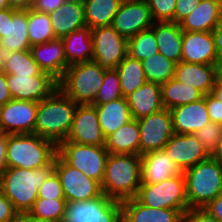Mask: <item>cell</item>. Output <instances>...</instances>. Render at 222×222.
I'll return each mask as SVG.
<instances>
[{"label": "cell", "instance_id": "obj_1", "mask_svg": "<svg viewBox=\"0 0 222 222\" xmlns=\"http://www.w3.org/2000/svg\"><path fill=\"white\" fill-rule=\"evenodd\" d=\"M77 106L57 88L49 97L38 102L35 134L58 146L70 132Z\"/></svg>", "mask_w": 222, "mask_h": 222}, {"label": "cell", "instance_id": "obj_2", "mask_svg": "<svg viewBox=\"0 0 222 222\" xmlns=\"http://www.w3.org/2000/svg\"><path fill=\"white\" fill-rule=\"evenodd\" d=\"M140 170L141 155L109 153L101 183L103 194L120 202L134 198L141 185Z\"/></svg>", "mask_w": 222, "mask_h": 222}, {"label": "cell", "instance_id": "obj_3", "mask_svg": "<svg viewBox=\"0 0 222 222\" xmlns=\"http://www.w3.org/2000/svg\"><path fill=\"white\" fill-rule=\"evenodd\" d=\"M55 170L54 160L39 169L7 168L0 176V191L17 212H28L38 198V188Z\"/></svg>", "mask_w": 222, "mask_h": 222}, {"label": "cell", "instance_id": "obj_4", "mask_svg": "<svg viewBox=\"0 0 222 222\" xmlns=\"http://www.w3.org/2000/svg\"><path fill=\"white\" fill-rule=\"evenodd\" d=\"M57 154V146L34 133L8 134L7 168L39 169L50 164Z\"/></svg>", "mask_w": 222, "mask_h": 222}, {"label": "cell", "instance_id": "obj_5", "mask_svg": "<svg viewBox=\"0 0 222 222\" xmlns=\"http://www.w3.org/2000/svg\"><path fill=\"white\" fill-rule=\"evenodd\" d=\"M189 208H204L222 193V165L211 156L183 171Z\"/></svg>", "mask_w": 222, "mask_h": 222}, {"label": "cell", "instance_id": "obj_6", "mask_svg": "<svg viewBox=\"0 0 222 222\" xmlns=\"http://www.w3.org/2000/svg\"><path fill=\"white\" fill-rule=\"evenodd\" d=\"M105 76L96 62H83L70 65L62 79L59 88L78 105H89L94 102Z\"/></svg>", "mask_w": 222, "mask_h": 222}, {"label": "cell", "instance_id": "obj_7", "mask_svg": "<svg viewBox=\"0 0 222 222\" xmlns=\"http://www.w3.org/2000/svg\"><path fill=\"white\" fill-rule=\"evenodd\" d=\"M139 203L152 208L181 210L188 207L183 173L154 184H141L134 197Z\"/></svg>", "mask_w": 222, "mask_h": 222}, {"label": "cell", "instance_id": "obj_8", "mask_svg": "<svg viewBox=\"0 0 222 222\" xmlns=\"http://www.w3.org/2000/svg\"><path fill=\"white\" fill-rule=\"evenodd\" d=\"M57 154L69 166L78 169L100 184L102 183L109 154L105 146L81 145L63 141L57 146Z\"/></svg>", "mask_w": 222, "mask_h": 222}, {"label": "cell", "instance_id": "obj_9", "mask_svg": "<svg viewBox=\"0 0 222 222\" xmlns=\"http://www.w3.org/2000/svg\"><path fill=\"white\" fill-rule=\"evenodd\" d=\"M62 222H122L121 202L105 194L89 201L67 202Z\"/></svg>", "mask_w": 222, "mask_h": 222}, {"label": "cell", "instance_id": "obj_10", "mask_svg": "<svg viewBox=\"0 0 222 222\" xmlns=\"http://www.w3.org/2000/svg\"><path fill=\"white\" fill-rule=\"evenodd\" d=\"M55 171L60 177L67 202L89 201L103 194L98 181L69 166L58 154L55 156Z\"/></svg>", "mask_w": 222, "mask_h": 222}, {"label": "cell", "instance_id": "obj_11", "mask_svg": "<svg viewBox=\"0 0 222 222\" xmlns=\"http://www.w3.org/2000/svg\"><path fill=\"white\" fill-rule=\"evenodd\" d=\"M93 58L102 69H116L127 55V39L112 26L91 29Z\"/></svg>", "mask_w": 222, "mask_h": 222}, {"label": "cell", "instance_id": "obj_12", "mask_svg": "<svg viewBox=\"0 0 222 222\" xmlns=\"http://www.w3.org/2000/svg\"><path fill=\"white\" fill-rule=\"evenodd\" d=\"M27 26L28 10L0 9L1 55L30 50Z\"/></svg>", "mask_w": 222, "mask_h": 222}, {"label": "cell", "instance_id": "obj_13", "mask_svg": "<svg viewBox=\"0 0 222 222\" xmlns=\"http://www.w3.org/2000/svg\"><path fill=\"white\" fill-rule=\"evenodd\" d=\"M137 121L140 129V155L163 149L175 134L171 111L167 108L139 118Z\"/></svg>", "mask_w": 222, "mask_h": 222}, {"label": "cell", "instance_id": "obj_14", "mask_svg": "<svg viewBox=\"0 0 222 222\" xmlns=\"http://www.w3.org/2000/svg\"><path fill=\"white\" fill-rule=\"evenodd\" d=\"M7 86L12 99L40 102L49 97L57 88L58 81L50 74L39 75L6 74Z\"/></svg>", "mask_w": 222, "mask_h": 222}, {"label": "cell", "instance_id": "obj_15", "mask_svg": "<svg viewBox=\"0 0 222 222\" xmlns=\"http://www.w3.org/2000/svg\"><path fill=\"white\" fill-rule=\"evenodd\" d=\"M146 0H123L114 15L111 26L123 37L129 39L154 24Z\"/></svg>", "mask_w": 222, "mask_h": 222}, {"label": "cell", "instance_id": "obj_16", "mask_svg": "<svg viewBox=\"0 0 222 222\" xmlns=\"http://www.w3.org/2000/svg\"><path fill=\"white\" fill-rule=\"evenodd\" d=\"M38 103L12 99L0 106V132L35 134Z\"/></svg>", "mask_w": 222, "mask_h": 222}, {"label": "cell", "instance_id": "obj_17", "mask_svg": "<svg viewBox=\"0 0 222 222\" xmlns=\"http://www.w3.org/2000/svg\"><path fill=\"white\" fill-rule=\"evenodd\" d=\"M64 141L81 145H105V136L102 133L94 105L77 106L70 132Z\"/></svg>", "mask_w": 222, "mask_h": 222}, {"label": "cell", "instance_id": "obj_18", "mask_svg": "<svg viewBox=\"0 0 222 222\" xmlns=\"http://www.w3.org/2000/svg\"><path fill=\"white\" fill-rule=\"evenodd\" d=\"M163 149L183 172L207 159L210 154L193 134H174Z\"/></svg>", "mask_w": 222, "mask_h": 222}, {"label": "cell", "instance_id": "obj_19", "mask_svg": "<svg viewBox=\"0 0 222 222\" xmlns=\"http://www.w3.org/2000/svg\"><path fill=\"white\" fill-rule=\"evenodd\" d=\"M212 32L183 31L181 61L194 64L216 65Z\"/></svg>", "mask_w": 222, "mask_h": 222}, {"label": "cell", "instance_id": "obj_20", "mask_svg": "<svg viewBox=\"0 0 222 222\" xmlns=\"http://www.w3.org/2000/svg\"><path fill=\"white\" fill-rule=\"evenodd\" d=\"M30 52L42 72L50 74L58 82L62 79L67 69L62 39L32 45Z\"/></svg>", "mask_w": 222, "mask_h": 222}, {"label": "cell", "instance_id": "obj_21", "mask_svg": "<svg viewBox=\"0 0 222 222\" xmlns=\"http://www.w3.org/2000/svg\"><path fill=\"white\" fill-rule=\"evenodd\" d=\"M219 76L220 70L216 65L180 61L175 66L174 79L184 85L194 87L204 96L212 92L215 81Z\"/></svg>", "mask_w": 222, "mask_h": 222}, {"label": "cell", "instance_id": "obj_22", "mask_svg": "<svg viewBox=\"0 0 222 222\" xmlns=\"http://www.w3.org/2000/svg\"><path fill=\"white\" fill-rule=\"evenodd\" d=\"M170 111L176 134H194L211 122L205 96L196 102L176 106Z\"/></svg>", "mask_w": 222, "mask_h": 222}, {"label": "cell", "instance_id": "obj_23", "mask_svg": "<svg viewBox=\"0 0 222 222\" xmlns=\"http://www.w3.org/2000/svg\"><path fill=\"white\" fill-rule=\"evenodd\" d=\"M141 184H154L183 173L164 149L141 155Z\"/></svg>", "mask_w": 222, "mask_h": 222}, {"label": "cell", "instance_id": "obj_24", "mask_svg": "<svg viewBox=\"0 0 222 222\" xmlns=\"http://www.w3.org/2000/svg\"><path fill=\"white\" fill-rule=\"evenodd\" d=\"M49 15L55 38L62 39L71 32L86 27L82 0H67Z\"/></svg>", "mask_w": 222, "mask_h": 222}, {"label": "cell", "instance_id": "obj_25", "mask_svg": "<svg viewBox=\"0 0 222 222\" xmlns=\"http://www.w3.org/2000/svg\"><path fill=\"white\" fill-rule=\"evenodd\" d=\"M122 222H183L181 210L147 207L135 198L121 202Z\"/></svg>", "mask_w": 222, "mask_h": 222}, {"label": "cell", "instance_id": "obj_26", "mask_svg": "<svg viewBox=\"0 0 222 222\" xmlns=\"http://www.w3.org/2000/svg\"><path fill=\"white\" fill-rule=\"evenodd\" d=\"M133 119L151 115L164 108L161 85L146 81L136 91L126 97Z\"/></svg>", "mask_w": 222, "mask_h": 222}, {"label": "cell", "instance_id": "obj_27", "mask_svg": "<svg viewBox=\"0 0 222 222\" xmlns=\"http://www.w3.org/2000/svg\"><path fill=\"white\" fill-rule=\"evenodd\" d=\"M222 0H202L180 23L183 31L212 32L219 25Z\"/></svg>", "mask_w": 222, "mask_h": 222}, {"label": "cell", "instance_id": "obj_28", "mask_svg": "<svg viewBox=\"0 0 222 222\" xmlns=\"http://www.w3.org/2000/svg\"><path fill=\"white\" fill-rule=\"evenodd\" d=\"M151 28L156 37L159 53L178 64L181 61L183 36L180 24L172 21L154 22Z\"/></svg>", "mask_w": 222, "mask_h": 222}, {"label": "cell", "instance_id": "obj_29", "mask_svg": "<svg viewBox=\"0 0 222 222\" xmlns=\"http://www.w3.org/2000/svg\"><path fill=\"white\" fill-rule=\"evenodd\" d=\"M94 106L105 138L133 119L127 99L124 97Z\"/></svg>", "mask_w": 222, "mask_h": 222}, {"label": "cell", "instance_id": "obj_30", "mask_svg": "<svg viewBox=\"0 0 222 222\" xmlns=\"http://www.w3.org/2000/svg\"><path fill=\"white\" fill-rule=\"evenodd\" d=\"M140 129L137 119L122 125L105 138L106 150L111 154L140 155Z\"/></svg>", "mask_w": 222, "mask_h": 222}, {"label": "cell", "instance_id": "obj_31", "mask_svg": "<svg viewBox=\"0 0 222 222\" xmlns=\"http://www.w3.org/2000/svg\"><path fill=\"white\" fill-rule=\"evenodd\" d=\"M67 68L76 63L90 62L93 58L91 29L84 27L62 38Z\"/></svg>", "mask_w": 222, "mask_h": 222}, {"label": "cell", "instance_id": "obj_32", "mask_svg": "<svg viewBox=\"0 0 222 222\" xmlns=\"http://www.w3.org/2000/svg\"><path fill=\"white\" fill-rule=\"evenodd\" d=\"M123 0H82L86 26L90 29L111 26Z\"/></svg>", "mask_w": 222, "mask_h": 222}, {"label": "cell", "instance_id": "obj_33", "mask_svg": "<svg viewBox=\"0 0 222 222\" xmlns=\"http://www.w3.org/2000/svg\"><path fill=\"white\" fill-rule=\"evenodd\" d=\"M161 96L164 108L169 110L179 105L196 102L204 97L199 90L184 85L174 78L161 84Z\"/></svg>", "mask_w": 222, "mask_h": 222}, {"label": "cell", "instance_id": "obj_34", "mask_svg": "<svg viewBox=\"0 0 222 222\" xmlns=\"http://www.w3.org/2000/svg\"><path fill=\"white\" fill-rule=\"evenodd\" d=\"M120 80L122 95L126 98L145 82L146 78L141 61L126 55L116 67Z\"/></svg>", "mask_w": 222, "mask_h": 222}, {"label": "cell", "instance_id": "obj_35", "mask_svg": "<svg viewBox=\"0 0 222 222\" xmlns=\"http://www.w3.org/2000/svg\"><path fill=\"white\" fill-rule=\"evenodd\" d=\"M1 70L12 75H39L42 72L30 50L1 55Z\"/></svg>", "mask_w": 222, "mask_h": 222}, {"label": "cell", "instance_id": "obj_36", "mask_svg": "<svg viewBox=\"0 0 222 222\" xmlns=\"http://www.w3.org/2000/svg\"><path fill=\"white\" fill-rule=\"evenodd\" d=\"M146 81L163 84L174 78L176 63L161 53L141 61Z\"/></svg>", "mask_w": 222, "mask_h": 222}, {"label": "cell", "instance_id": "obj_37", "mask_svg": "<svg viewBox=\"0 0 222 222\" xmlns=\"http://www.w3.org/2000/svg\"><path fill=\"white\" fill-rule=\"evenodd\" d=\"M27 32L31 46L56 39L49 15L32 8L28 9Z\"/></svg>", "mask_w": 222, "mask_h": 222}, {"label": "cell", "instance_id": "obj_38", "mask_svg": "<svg viewBox=\"0 0 222 222\" xmlns=\"http://www.w3.org/2000/svg\"><path fill=\"white\" fill-rule=\"evenodd\" d=\"M158 52L157 41L152 28L143 30L127 39V55L131 58L143 61Z\"/></svg>", "mask_w": 222, "mask_h": 222}, {"label": "cell", "instance_id": "obj_39", "mask_svg": "<svg viewBox=\"0 0 222 222\" xmlns=\"http://www.w3.org/2000/svg\"><path fill=\"white\" fill-rule=\"evenodd\" d=\"M66 204V199L37 198L28 212L42 222H62Z\"/></svg>", "mask_w": 222, "mask_h": 222}, {"label": "cell", "instance_id": "obj_40", "mask_svg": "<svg viewBox=\"0 0 222 222\" xmlns=\"http://www.w3.org/2000/svg\"><path fill=\"white\" fill-rule=\"evenodd\" d=\"M120 98H123V95L118 71L116 69L105 70L103 83L91 105H101Z\"/></svg>", "mask_w": 222, "mask_h": 222}, {"label": "cell", "instance_id": "obj_41", "mask_svg": "<svg viewBox=\"0 0 222 222\" xmlns=\"http://www.w3.org/2000/svg\"><path fill=\"white\" fill-rule=\"evenodd\" d=\"M193 135L211 155L218 146V142L222 136V125L209 122L205 127L196 131Z\"/></svg>", "mask_w": 222, "mask_h": 222}, {"label": "cell", "instance_id": "obj_42", "mask_svg": "<svg viewBox=\"0 0 222 222\" xmlns=\"http://www.w3.org/2000/svg\"><path fill=\"white\" fill-rule=\"evenodd\" d=\"M177 0H146L156 22H174V11Z\"/></svg>", "mask_w": 222, "mask_h": 222}, {"label": "cell", "instance_id": "obj_43", "mask_svg": "<svg viewBox=\"0 0 222 222\" xmlns=\"http://www.w3.org/2000/svg\"><path fill=\"white\" fill-rule=\"evenodd\" d=\"M38 198L65 199L60 177L54 170L46 181L38 188Z\"/></svg>", "mask_w": 222, "mask_h": 222}, {"label": "cell", "instance_id": "obj_44", "mask_svg": "<svg viewBox=\"0 0 222 222\" xmlns=\"http://www.w3.org/2000/svg\"><path fill=\"white\" fill-rule=\"evenodd\" d=\"M202 0H177L174 22L180 24Z\"/></svg>", "mask_w": 222, "mask_h": 222}, {"label": "cell", "instance_id": "obj_45", "mask_svg": "<svg viewBox=\"0 0 222 222\" xmlns=\"http://www.w3.org/2000/svg\"><path fill=\"white\" fill-rule=\"evenodd\" d=\"M183 222H219L204 208H189L183 215Z\"/></svg>", "mask_w": 222, "mask_h": 222}, {"label": "cell", "instance_id": "obj_46", "mask_svg": "<svg viewBox=\"0 0 222 222\" xmlns=\"http://www.w3.org/2000/svg\"><path fill=\"white\" fill-rule=\"evenodd\" d=\"M205 103L210 121L222 125V102L210 93L205 95Z\"/></svg>", "mask_w": 222, "mask_h": 222}, {"label": "cell", "instance_id": "obj_47", "mask_svg": "<svg viewBox=\"0 0 222 222\" xmlns=\"http://www.w3.org/2000/svg\"><path fill=\"white\" fill-rule=\"evenodd\" d=\"M17 213L13 203L0 191V222H10Z\"/></svg>", "mask_w": 222, "mask_h": 222}, {"label": "cell", "instance_id": "obj_48", "mask_svg": "<svg viewBox=\"0 0 222 222\" xmlns=\"http://www.w3.org/2000/svg\"><path fill=\"white\" fill-rule=\"evenodd\" d=\"M67 0H33L32 9L50 14L64 4Z\"/></svg>", "mask_w": 222, "mask_h": 222}, {"label": "cell", "instance_id": "obj_49", "mask_svg": "<svg viewBox=\"0 0 222 222\" xmlns=\"http://www.w3.org/2000/svg\"><path fill=\"white\" fill-rule=\"evenodd\" d=\"M214 37L215 50L217 53L216 66L222 70V27L219 25L212 31Z\"/></svg>", "mask_w": 222, "mask_h": 222}, {"label": "cell", "instance_id": "obj_50", "mask_svg": "<svg viewBox=\"0 0 222 222\" xmlns=\"http://www.w3.org/2000/svg\"><path fill=\"white\" fill-rule=\"evenodd\" d=\"M219 222H222V193L204 207Z\"/></svg>", "mask_w": 222, "mask_h": 222}, {"label": "cell", "instance_id": "obj_51", "mask_svg": "<svg viewBox=\"0 0 222 222\" xmlns=\"http://www.w3.org/2000/svg\"><path fill=\"white\" fill-rule=\"evenodd\" d=\"M8 144V134L0 132V176L7 169L6 151Z\"/></svg>", "mask_w": 222, "mask_h": 222}, {"label": "cell", "instance_id": "obj_52", "mask_svg": "<svg viewBox=\"0 0 222 222\" xmlns=\"http://www.w3.org/2000/svg\"><path fill=\"white\" fill-rule=\"evenodd\" d=\"M11 100L12 97L7 86L6 74L0 70V106Z\"/></svg>", "mask_w": 222, "mask_h": 222}, {"label": "cell", "instance_id": "obj_53", "mask_svg": "<svg viewBox=\"0 0 222 222\" xmlns=\"http://www.w3.org/2000/svg\"><path fill=\"white\" fill-rule=\"evenodd\" d=\"M8 7L15 10H28L32 7L33 0H6Z\"/></svg>", "mask_w": 222, "mask_h": 222}, {"label": "cell", "instance_id": "obj_54", "mask_svg": "<svg viewBox=\"0 0 222 222\" xmlns=\"http://www.w3.org/2000/svg\"><path fill=\"white\" fill-rule=\"evenodd\" d=\"M10 222H42L29 212H18Z\"/></svg>", "mask_w": 222, "mask_h": 222}, {"label": "cell", "instance_id": "obj_55", "mask_svg": "<svg viewBox=\"0 0 222 222\" xmlns=\"http://www.w3.org/2000/svg\"><path fill=\"white\" fill-rule=\"evenodd\" d=\"M211 94L219 101L222 102V77L219 76L215 81V85L212 89Z\"/></svg>", "mask_w": 222, "mask_h": 222}, {"label": "cell", "instance_id": "obj_56", "mask_svg": "<svg viewBox=\"0 0 222 222\" xmlns=\"http://www.w3.org/2000/svg\"><path fill=\"white\" fill-rule=\"evenodd\" d=\"M215 161H218L222 165V136L218 142V146L210 155Z\"/></svg>", "mask_w": 222, "mask_h": 222}, {"label": "cell", "instance_id": "obj_57", "mask_svg": "<svg viewBox=\"0 0 222 222\" xmlns=\"http://www.w3.org/2000/svg\"><path fill=\"white\" fill-rule=\"evenodd\" d=\"M8 8V4L6 0H0V9Z\"/></svg>", "mask_w": 222, "mask_h": 222}, {"label": "cell", "instance_id": "obj_58", "mask_svg": "<svg viewBox=\"0 0 222 222\" xmlns=\"http://www.w3.org/2000/svg\"><path fill=\"white\" fill-rule=\"evenodd\" d=\"M219 26L222 27V9H221V14L219 18Z\"/></svg>", "mask_w": 222, "mask_h": 222}, {"label": "cell", "instance_id": "obj_59", "mask_svg": "<svg viewBox=\"0 0 222 222\" xmlns=\"http://www.w3.org/2000/svg\"><path fill=\"white\" fill-rule=\"evenodd\" d=\"M0 70H1V53H0Z\"/></svg>", "mask_w": 222, "mask_h": 222}]
</instances>
